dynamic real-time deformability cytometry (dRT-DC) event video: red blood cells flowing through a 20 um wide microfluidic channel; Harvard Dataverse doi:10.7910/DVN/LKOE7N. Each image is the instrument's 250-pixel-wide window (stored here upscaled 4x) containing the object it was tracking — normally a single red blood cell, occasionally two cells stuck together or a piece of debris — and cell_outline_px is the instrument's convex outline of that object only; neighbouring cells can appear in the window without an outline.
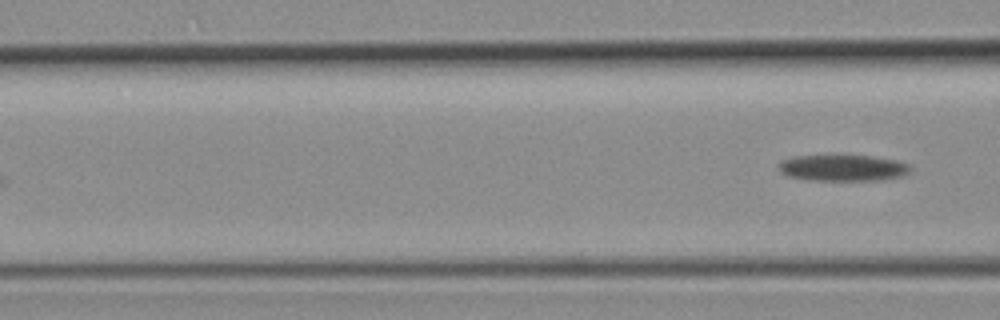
{"species": "common noctule bat (a hibernating species)", "species_latin": "Nyctalus noctula", "temperature_condition": "room temperature", "stored_images_in_passage": 3, "camera_frame_rate_fps": 3000, "um_per_image_px": 0.085, "animal": {"sex": "female", "body_mass_g": 19.3, "forearm_length_mm": 54.1}, "frame": {"image": 1, "passage_image": 3, "time_ms": 2.333, "image_size_px": [1000, 320], "cell_outline_px": [[912, 168], [904, 176], [884, 180], [812, 180], [788, 176], [780, 172], [776, 168], [776, 164], [780, 160], [792, 156], [836, 152], [872, 156], [896, 160], [908, 164]], "centroid_in_image_um": [71.57, 14.21], "position_along_channel_um": 95.0, "area_um2": 21.5}}